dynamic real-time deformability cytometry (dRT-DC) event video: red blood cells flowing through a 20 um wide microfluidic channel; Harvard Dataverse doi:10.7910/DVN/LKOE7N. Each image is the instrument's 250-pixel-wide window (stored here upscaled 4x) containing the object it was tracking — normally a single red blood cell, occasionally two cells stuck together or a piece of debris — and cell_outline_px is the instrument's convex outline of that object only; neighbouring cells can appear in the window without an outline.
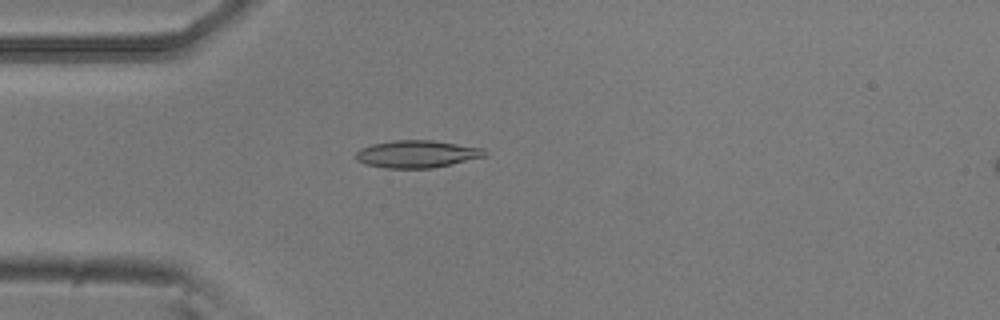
{"species": "common noctule bat (a hibernating species)", "species_latin": "Nyctalus noctula", "temperature_condition": "room temperature", "stored_images_in_passage": 4, "camera_frame_rate_fps": 3000, "um_per_image_px": 0.085, "animal": {"sex": "male", "body_mass_g": 20.5, "forearm_length_mm": 52.5}, "frame": {"image": 1, "passage_image": 3, "time_ms": 0.667, "image_size_px": [1000, 320], "cell_outline_px": [[488, 156], [452, 164], [432, 168], [384, 168], [364, 164], [356, 160], [356, 152], [360, 148], [372, 144], [392, 140], [432, 140], [484, 148], [488, 152]], "centroid_in_image_um": [35.46, 13.09], "position_along_channel_um": 49.5, "area_um2": 20.81}}